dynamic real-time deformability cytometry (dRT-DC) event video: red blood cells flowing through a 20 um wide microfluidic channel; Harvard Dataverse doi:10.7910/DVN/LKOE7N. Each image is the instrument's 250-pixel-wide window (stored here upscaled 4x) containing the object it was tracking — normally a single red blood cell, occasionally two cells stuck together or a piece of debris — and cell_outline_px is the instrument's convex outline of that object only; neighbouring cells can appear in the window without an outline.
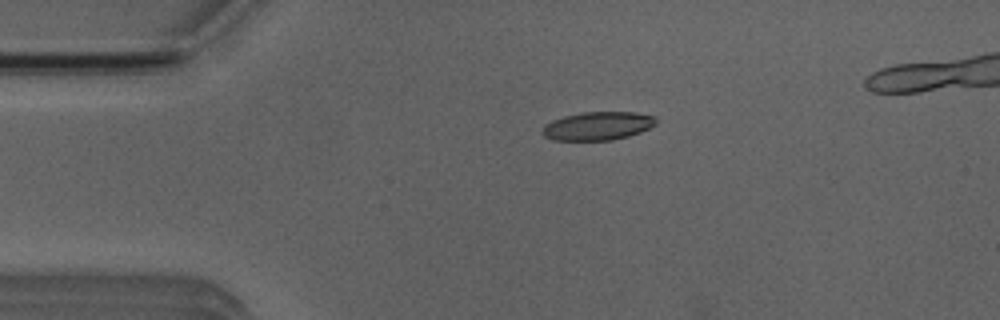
{"species": "Egyptian fruit bat (a non-hibernating species)", "species_latin": "Rousettus aegyptiacus", "temperature_condition": "room temperature", "stored_images_in_passage": 5, "camera_frame_rate_fps": 3000, "um_per_image_px": 0.085, "animal": {"sex": "male"}, "frame": {"image": 1, "passage_image": 3, "time_ms": 2.333, "image_size_px": [1000, 320], "cell_outline_px": [[656, 124], [640, 132], [628, 136], [612, 140], [552, 140], [544, 136], [544, 124], [552, 120], [564, 116], [584, 112], [636, 112], [656, 116]], "centroid_in_image_um": [50.83, 10.7], "position_along_channel_um": 34.2, "area_um2": 18.73}}